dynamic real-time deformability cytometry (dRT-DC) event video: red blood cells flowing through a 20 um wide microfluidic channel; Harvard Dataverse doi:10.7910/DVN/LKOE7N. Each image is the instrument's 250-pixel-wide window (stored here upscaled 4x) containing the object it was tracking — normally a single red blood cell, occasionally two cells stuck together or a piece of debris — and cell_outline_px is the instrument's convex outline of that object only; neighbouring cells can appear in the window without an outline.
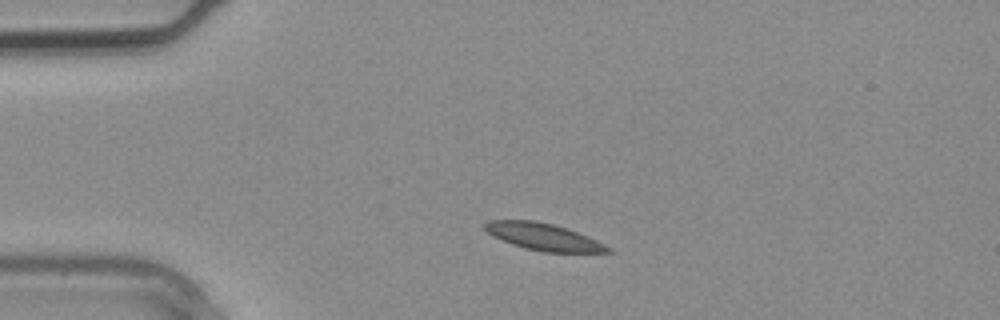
{"species": "common noctule bat (a hibernating species)", "species_latin": "Nyctalus noctula", "temperature_condition": "warm", "stored_images_in_passage": 1, "camera_frame_rate_fps": 3000, "um_per_image_px": 0.085, "animal": {"sex": "male", "body_mass_g": 20.4}, "frame": {"image": 1, "passage_image": 1, "time_ms": 0.0, "image_size_px": [1000, 320], "cell_outline_px": [[612, 252], [544, 252], [524, 248], [512, 244], [492, 236], [484, 228], [484, 224], [488, 220], [536, 220], [552, 224], [588, 236], [612, 248]], "centroid_in_image_um": [46.17, 20.12], "position_along_channel_um": 38.8, "area_um2": 19.19}}